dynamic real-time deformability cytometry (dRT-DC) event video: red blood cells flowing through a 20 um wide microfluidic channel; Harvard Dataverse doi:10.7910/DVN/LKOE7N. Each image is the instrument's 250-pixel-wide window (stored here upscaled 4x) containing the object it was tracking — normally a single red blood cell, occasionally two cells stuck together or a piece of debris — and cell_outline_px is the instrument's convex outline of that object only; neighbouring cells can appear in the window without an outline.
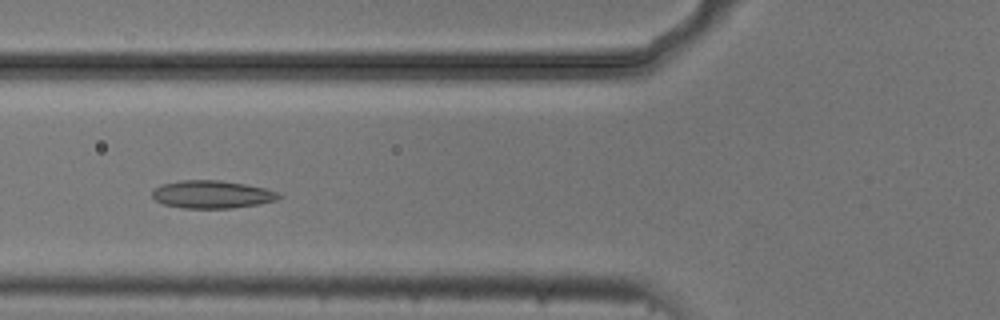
{"species": "common noctule bat (a hibernating species)", "species_latin": "Nyctalus noctula", "temperature_condition": "cold", "stored_images_in_passage": 8, "camera_frame_rate_fps": 3000, "um_per_image_px": 0.085, "animal": {"sex": "male", "body_mass_g": 20.5, "forearm_length_mm": 52.5}, "frame": {"image": 1, "passage_image": 3, "time_ms": 0.667, "image_size_px": [1000, 320], "cell_outline_px": [[284, 196], [276, 200], [260, 204], [232, 208], [180, 208], [164, 204], [156, 200], [152, 196], [152, 188], [160, 184], [180, 180], [220, 180], [244, 184], [264, 188], [276, 192]], "centroid_in_image_um": [17.99, 16.52], "position_along_channel_um": 107.8, "area_um2": 20.63}}
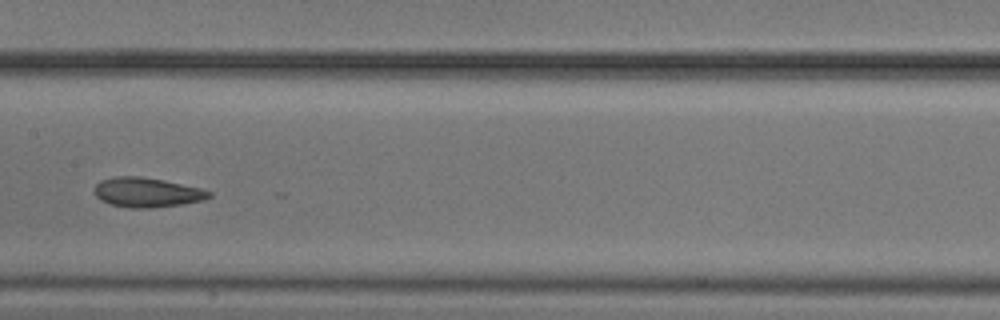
{"frame": {"image": 2, "passage_image": 5, "time_ms": 1.333, "image_size_px": [1000, 320], "cell_outline_px": [[212, 196], [204, 200], [180, 204], [152, 208], [128, 208], [112, 204], [100, 200], [96, 196], [96, 184], [100, 180], [116, 176], [140, 176], [164, 180], [200, 188], [212, 192]], "centroid_in_image_um": [12.5, 16.35], "position_along_channel_um": 194.9, "area_um2": 19.71}}
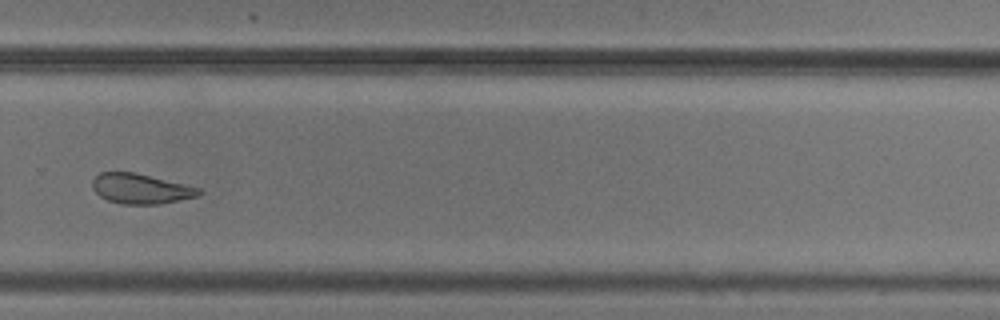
{"frame": {"image": 3, "passage_image": 8, "time_ms": 2.333, "image_size_px": [1000, 320], "cell_outline_px": [[204, 192], [196, 196], [160, 204], [120, 204], [108, 200], [100, 196], [92, 188], [92, 180], [100, 172], [136, 172], [200, 188]], "centroid_in_image_um": [11.95, 16.04], "position_along_channel_um": 317.9, "area_um2": 18.61}}